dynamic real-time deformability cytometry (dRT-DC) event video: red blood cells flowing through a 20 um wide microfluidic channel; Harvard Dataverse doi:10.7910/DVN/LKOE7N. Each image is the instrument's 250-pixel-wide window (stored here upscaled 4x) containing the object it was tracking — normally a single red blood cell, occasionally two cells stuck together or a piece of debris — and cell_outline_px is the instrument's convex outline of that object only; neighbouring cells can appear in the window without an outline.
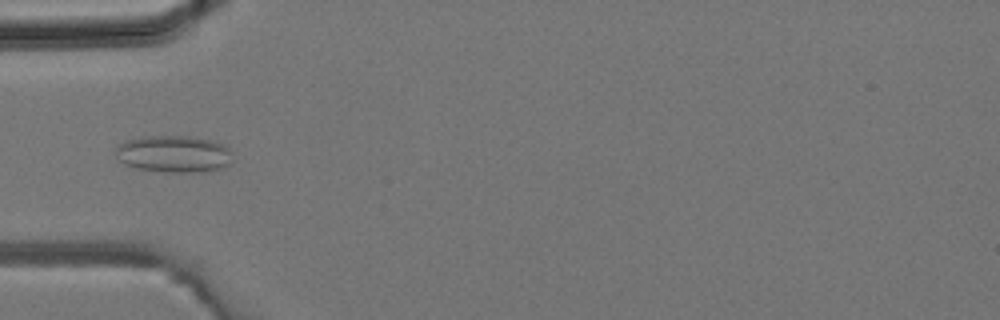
{"species": "common noctule bat (a hibernating species)", "species_latin": "Nyctalus noctula", "temperature_condition": "room temperature", "stored_images_in_passage": 3, "camera_frame_rate_fps": 3000, "um_per_image_px": 0.085, "animal": {"sex": "male", "body_mass_g": 19.2, "forearm_length_mm": 51.8}, "frame": {"image": 1, "passage_image": 3, "time_ms": 0.667, "image_size_px": [1000, 320], "cell_outline_px": [[232, 160], [224, 168], [208, 172], [164, 172], [136, 168], [124, 164], [116, 156], [116, 148], [124, 140], [140, 136], [188, 136], [212, 140], [224, 144], [232, 152]], "centroid_in_image_um": [14.79, 13.09], "position_along_channel_um": 70.2, "area_um2": 25.61}}